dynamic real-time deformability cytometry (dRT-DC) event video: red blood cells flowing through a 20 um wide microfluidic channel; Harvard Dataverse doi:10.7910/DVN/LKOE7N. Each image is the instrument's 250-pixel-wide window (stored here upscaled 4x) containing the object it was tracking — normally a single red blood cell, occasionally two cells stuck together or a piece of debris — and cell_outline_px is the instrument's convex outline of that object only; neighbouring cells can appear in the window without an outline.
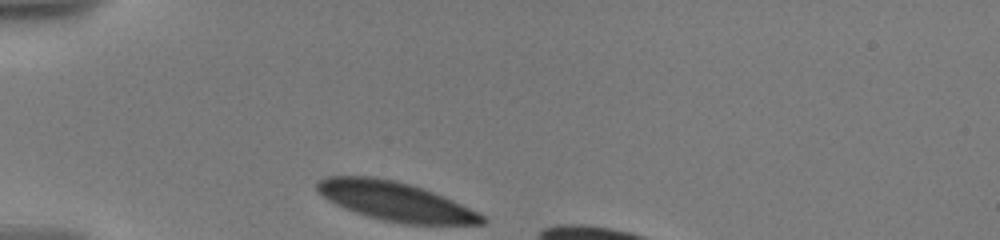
{"species": "human", "species_latin": "Homo sapiens", "temperature_condition": "warm", "stored_images_in_passage": 5, "camera_frame_rate_fps": 3000, "um_per_image_px": 0.085, "donor": {"sex": "male"}, "frame": {"image": 1, "passage_image": 1, "time_ms": 0.0, "image_size_px": [1000, 240], "cell_outline_px": [[488, 220], [484, 224], [404, 224], [384, 220], [368, 216], [344, 208], [328, 200], [316, 188], [316, 184], [320, 180], [328, 176], [372, 176], [396, 180], [444, 196], [484, 216]], "centroid_in_image_um": [33.6, 17.11], "position_along_channel_um": 51.4, "area_um2": 36.93}}
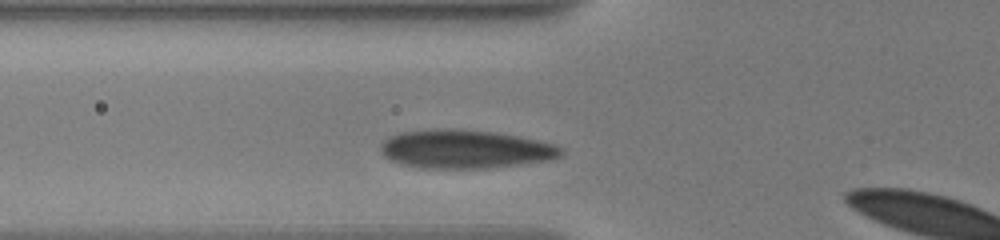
{"frame": {"image": 2, "passage_image": 4, "time_ms": 1.667, "image_size_px": [1000, 240], "cell_outline_px": [[564, 152], [560, 156], [548, 160], [484, 168], [420, 168], [400, 164], [388, 160], [380, 152], [380, 144], [388, 136], [400, 132], [436, 128], [460, 128], [496, 132], [536, 140], [552, 144], [560, 148]], "centroid_in_image_um": [39.43, 12.66], "position_along_channel_um": 86.4, "area_um2": 40.69}}